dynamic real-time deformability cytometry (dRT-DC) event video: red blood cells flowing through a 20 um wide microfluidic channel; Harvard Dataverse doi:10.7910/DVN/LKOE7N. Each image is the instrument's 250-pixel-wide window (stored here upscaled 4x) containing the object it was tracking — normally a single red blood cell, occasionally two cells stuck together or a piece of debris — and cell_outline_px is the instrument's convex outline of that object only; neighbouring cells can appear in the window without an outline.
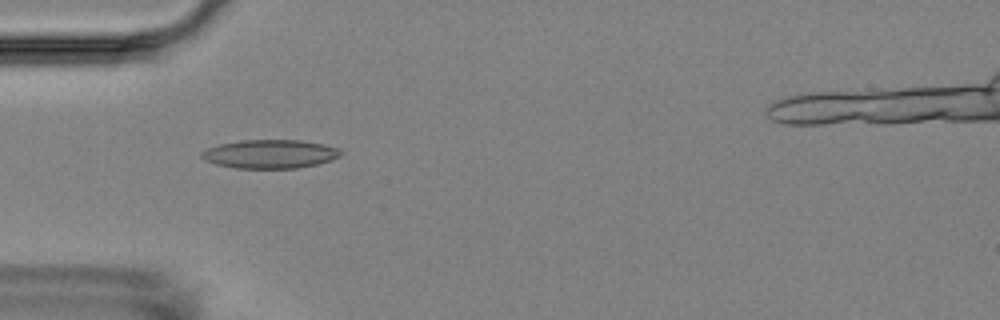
{"species": "Egyptian fruit bat (a non-hibernating species)", "species_latin": "Rousettus aegyptiacus", "temperature_condition": "room temperature", "stored_images_in_passage": 2, "camera_frame_rate_fps": 3000, "um_per_image_px": 0.085, "animal": {"sex": "female"}, "frame": {"image": 1, "passage_image": 1, "time_ms": 0.0, "image_size_px": [1000, 320], "cell_outline_px": [[344, 152], [340, 156], [332, 160], [316, 164], [296, 168], [236, 168], [216, 164], [204, 160], [200, 156], [200, 152], [208, 148], [220, 144], [240, 140], [300, 140], [324, 144], [340, 148]], "centroid_in_image_um": [22.97, 13.08], "position_along_channel_um": 62.0, "area_um2": 23.35}}